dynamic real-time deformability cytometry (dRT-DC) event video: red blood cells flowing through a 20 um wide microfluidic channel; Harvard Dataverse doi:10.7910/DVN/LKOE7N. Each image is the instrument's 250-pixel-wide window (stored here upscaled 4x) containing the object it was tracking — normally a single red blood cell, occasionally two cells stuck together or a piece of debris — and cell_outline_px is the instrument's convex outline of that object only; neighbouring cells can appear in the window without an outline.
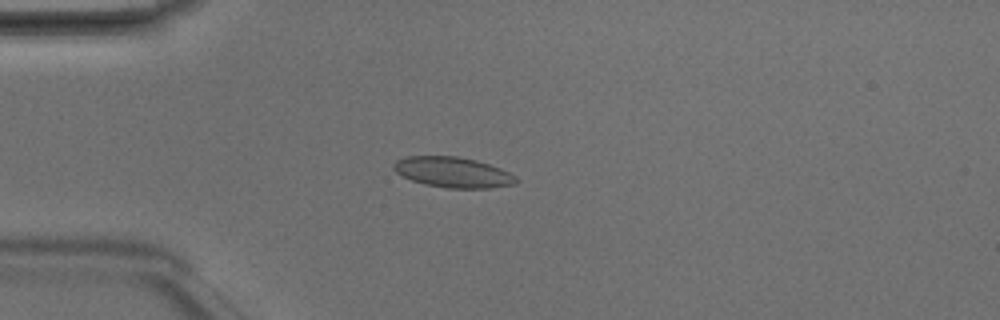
{"species": "Egyptian fruit bat (a non-hibernating species)", "species_latin": "Rousettus aegyptiacus", "temperature_condition": "room temperature", "stored_images_in_passage": 4, "camera_frame_rate_fps": 3000, "um_per_image_px": 0.085, "animal": {"sex": "male"}, "frame": {"image": 1, "passage_image": 4, "time_ms": 1.0, "image_size_px": [1000, 320], "cell_outline_px": [[520, 180], [516, 184], [492, 188], [448, 188], [424, 184], [412, 180], [396, 172], [392, 168], [392, 164], [396, 160], [408, 156], [456, 156], [476, 160], [500, 168], [516, 176]], "centroid_in_image_um": [38.52, 14.65], "position_along_channel_um": 46.5, "area_um2": 21.79}}